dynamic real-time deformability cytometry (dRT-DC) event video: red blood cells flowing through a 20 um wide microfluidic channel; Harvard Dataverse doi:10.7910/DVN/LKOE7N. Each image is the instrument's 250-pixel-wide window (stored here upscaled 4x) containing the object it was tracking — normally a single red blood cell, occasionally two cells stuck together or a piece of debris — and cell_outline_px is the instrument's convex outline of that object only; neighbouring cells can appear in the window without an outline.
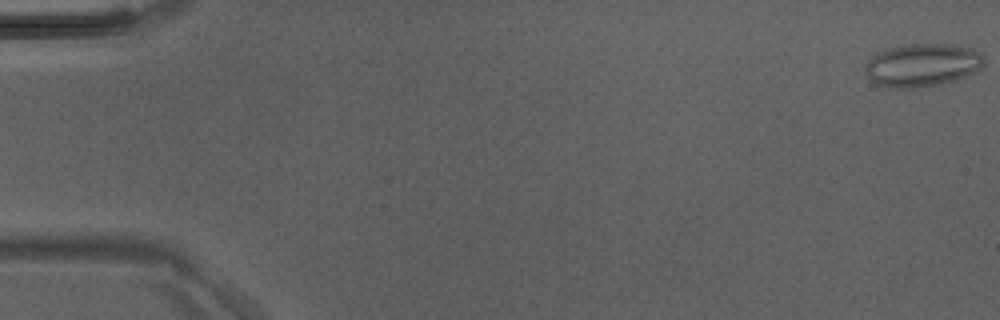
{"species": "Egyptian fruit bat (a non-hibernating species)", "species_latin": "Rousettus aegyptiacus", "temperature_condition": "room temperature", "stored_images_in_passage": 4, "camera_frame_rate_fps": 3000, "um_per_image_px": 0.085, "animal": {"sex": "male"}, "frame": {"image": 1, "passage_image": 1, "time_ms": 0.0, "image_size_px": [1000, 320], "cell_outline_px": [[984, 64], [980, 68], [964, 76], [952, 80], [936, 84], [912, 88], [888, 88], [876, 84], [864, 72], [864, 68], [868, 60], [876, 52], [884, 48], [912, 44], [952, 44], [972, 48], [980, 52], [984, 60]], "centroid_in_image_um": [78.34, 5.51], "position_along_channel_um": 6.7, "area_um2": 29.71}}